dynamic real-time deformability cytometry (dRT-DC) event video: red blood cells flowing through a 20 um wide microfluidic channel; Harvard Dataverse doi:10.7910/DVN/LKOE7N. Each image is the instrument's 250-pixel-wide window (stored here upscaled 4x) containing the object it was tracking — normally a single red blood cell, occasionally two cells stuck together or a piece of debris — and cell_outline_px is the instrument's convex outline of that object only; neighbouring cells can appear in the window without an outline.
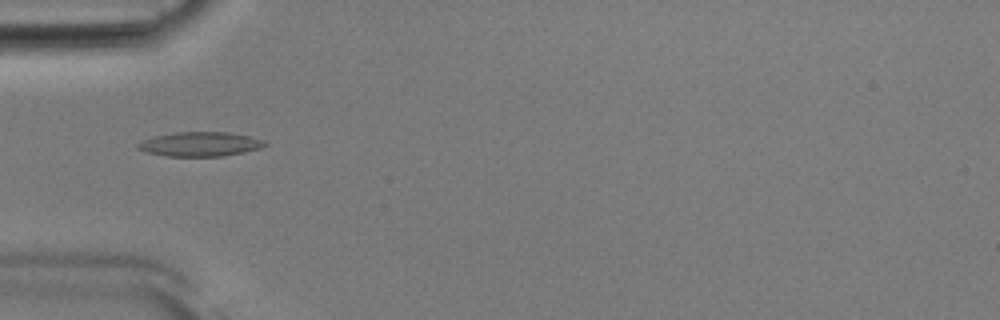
{"species": "Egyptian fruit bat (a non-hibernating species)", "species_latin": "Rousettus aegyptiacus", "temperature_condition": "room temperature", "stored_images_in_passage": 36, "camera_frame_rate_fps": 3000, "um_per_image_px": 0.085, "animal": {"sex": "male"}, "frame": {"image": 1, "passage_image": 1, "time_ms": 0.0, "image_size_px": [1000, 320], "cell_outline_px": [[268, 144], [260, 148], [244, 152], [224, 156], [168, 156], [144, 152], [136, 148], [136, 144], [144, 140], [156, 136], [176, 132], [228, 132], [248, 136], [264, 140]], "centroid_in_image_um": [17.0, 12.25], "position_along_channel_um": 68.0, "area_um2": 17.98}}
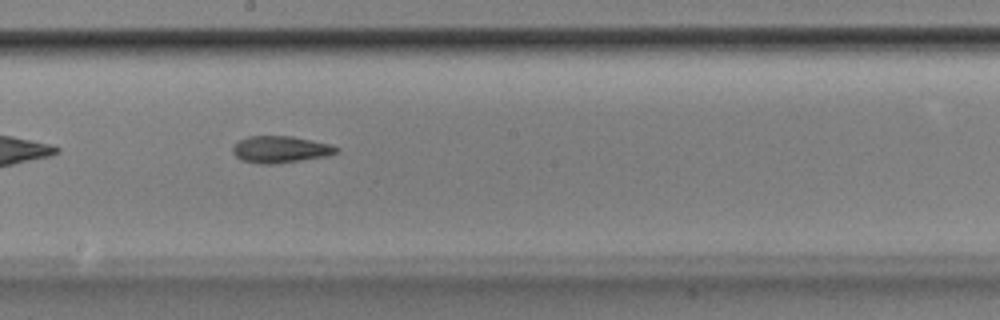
{"frame": {"image": 2, "passage_image": 13, "time_ms": 4.0, "image_size_px": [1000, 320], "cell_outline_px": [[340, 152], [328, 156], [276, 164], [260, 164], [240, 160], [232, 152], [232, 148], [240, 140], [248, 136], [292, 136], [312, 140], [328, 144], [340, 148]], "centroid_in_image_um": [23.85, 12.71], "position_along_channel_um": 224.3, "area_um2": 16.3}}
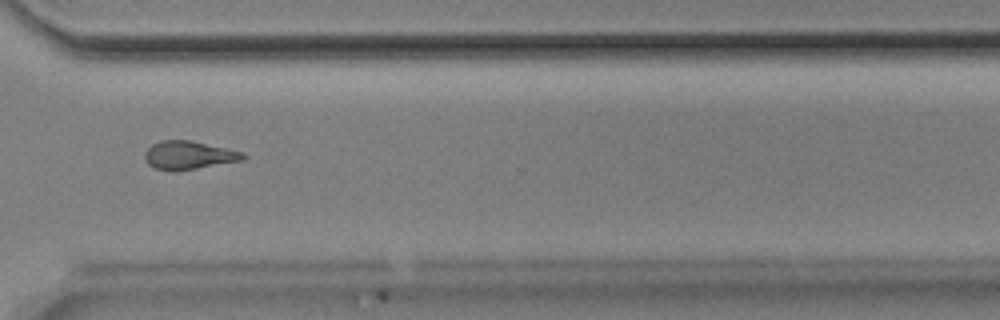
{"frame": {"image": 3, "passage_image": 23, "time_ms": 7.333, "image_size_px": [1000, 320], "cell_outline_px": [[248, 156], [244, 160], [176, 172], [172, 172], [156, 168], [148, 164], [144, 160], [144, 152], [152, 144], [160, 140], [192, 140], [244, 152]], "centroid_in_image_um": [16.05, 13.2], "position_along_channel_um": 354.6, "area_um2": 16.59}, "authors_computed_cell_mechanics": {"area_um2": 16.0684, "velocity_mm_per_s": 3.9061, "shape_relaxation_time_tau1_ms": 5.7243, "shape_relaxation_time_tau2_ms": 4.2577, "deformation_change_tau1": 0.1658, "deformation_change_tau2": 0.1163}}